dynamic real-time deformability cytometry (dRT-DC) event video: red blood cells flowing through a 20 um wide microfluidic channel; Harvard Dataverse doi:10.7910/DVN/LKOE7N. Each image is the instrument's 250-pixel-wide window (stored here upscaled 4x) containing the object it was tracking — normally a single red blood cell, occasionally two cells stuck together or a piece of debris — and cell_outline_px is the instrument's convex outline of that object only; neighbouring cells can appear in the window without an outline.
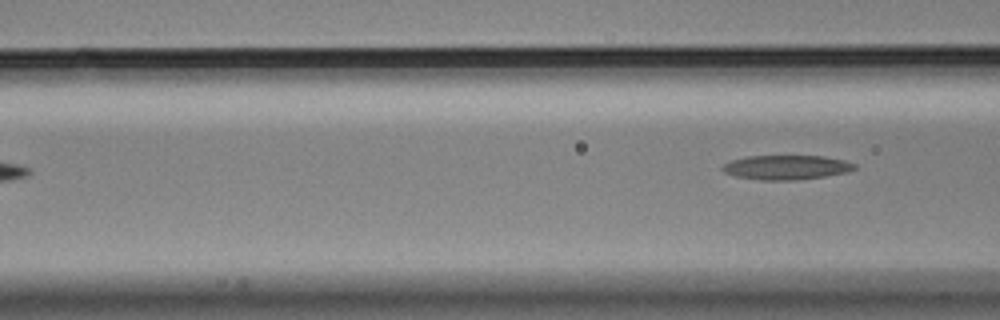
{"species": "Egyptian fruit bat (a non-hibernating species)", "species_latin": "Rousettus aegyptiacus", "temperature_condition": "cold", "stored_images_in_passage": 5, "camera_frame_rate_fps": 3000, "um_per_image_px": 0.085, "animal": {"sex": "male"}, "frame": {"image": 1, "passage_image": 5, "time_ms": 1.333, "image_size_px": [1000, 320], "cell_outline_px": [[856, 168], [844, 172], [824, 176], [796, 180], [760, 180], [736, 176], [724, 172], [720, 168], [724, 164], [732, 160], [744, 156], [824, 156], [844, 160], [856, 164]], "centroid_in_image_um": [66.8, 14.22], "position_along_channel_um": 99.8, "area_um2": 18.67}}